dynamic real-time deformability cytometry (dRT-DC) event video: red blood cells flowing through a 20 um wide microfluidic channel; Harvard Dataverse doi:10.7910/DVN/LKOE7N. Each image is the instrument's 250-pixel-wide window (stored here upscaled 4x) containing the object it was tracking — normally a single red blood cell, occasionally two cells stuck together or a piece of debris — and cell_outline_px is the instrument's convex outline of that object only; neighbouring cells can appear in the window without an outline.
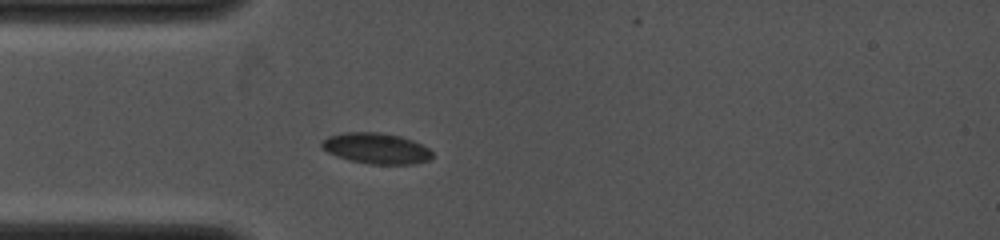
{"species": "common noctule bat (a hibernating species)", "species_latin": "Nyctalus noctula", "temperature_condition": "cold", "stored_images_in_passage": 7, "camera_frame_rate_fps": 4000, "um_per_image_px": 0.085, "animal": {"sex": "female", "body_mass_g": 19.0, "forearm_length_mm": 53.3}, "frame": {"image": 1, "passage_image": 6, "time_ms": 3.0, "image_size_px": [1000, 240], "cell_outline_px": [[432, 156], [428, 160], [412, 164], [368, 164], [336, 156], [328, 152], [320, 144], [328, 136], [344, 132], [380, 132], [400, 136], [412, 140], [428, 148], [432, 152]], "centroid_in_image_um": [31.98, 12.6], "position_along_channel_um": 53.0, "area_um2": 19.65}}